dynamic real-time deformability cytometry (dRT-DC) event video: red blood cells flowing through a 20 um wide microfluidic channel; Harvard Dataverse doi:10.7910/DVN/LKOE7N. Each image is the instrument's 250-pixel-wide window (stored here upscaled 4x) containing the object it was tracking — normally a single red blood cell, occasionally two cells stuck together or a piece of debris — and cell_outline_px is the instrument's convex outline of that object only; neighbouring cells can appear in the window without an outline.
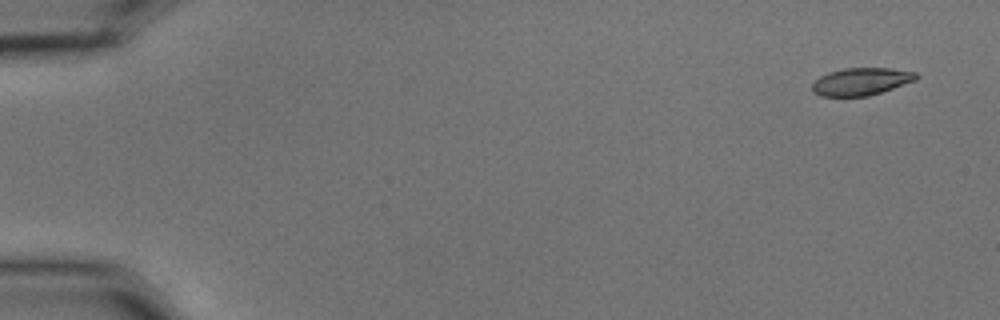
{"species": "common noctule bat (a hibernating species)", "species_latin": "Nyctalus noctula", "temperature_condition": "cold", "stored_images_in_passage": 13, "camera_frame_rate_fps": 3000, "um_per_image_px": 0.085, "animal": {"sex": "male", "body_mass_g": 15.6}, "frame": {"image": 1, "passage_image": 1, "time_ms": 0.0, "image_size_px": [1000, 320], "cell_outline_px": [[920, 76], [916, 80], [868, 96], [820, 96], [812, 92], [812, 84], [820, 76], [828, 72], [844, 68], [892, 68], [916, 72]], "centroid_in_image_um": [73.19, 6.92], "position_along_channel_um": 11.8, "area_um2": 16.65}}